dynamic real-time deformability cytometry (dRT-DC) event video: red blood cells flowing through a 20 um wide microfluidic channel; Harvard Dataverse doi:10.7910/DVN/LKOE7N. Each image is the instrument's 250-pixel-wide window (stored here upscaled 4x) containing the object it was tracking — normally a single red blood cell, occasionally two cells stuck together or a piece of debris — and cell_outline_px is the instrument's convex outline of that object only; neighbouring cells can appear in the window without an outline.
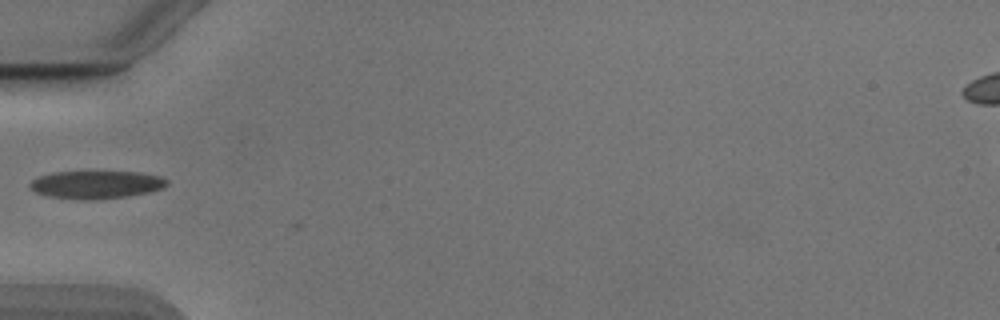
{"species": "Egyptian fruit bat (a non-hibernating species)", "species_latin": "Rousettus aegyptiacus", "temperature_condition": "cold", "stored_images_in_passage": 20, "camera_frame_rate_fps": 3000, "um_per_image_px": 0.085, "animal": {"sex": "male"}, "frame": {"image": 1, "passage_image": 2, "time_ms": 0.333, "image_size_px": [1000, 320], "cell_outline_px": [[168, 184], [164, 188], [152, 192], [128, 196], [96, 200], [80, 200], [48, 196], [36, 192], [28, 184], [32, 180], [40, 176], [52, 172], [140, 172], [160, 176], [168, 180]], "centroid_in_image_um": [8.22, 15.7], "position_along_channel_um": 76.8, "area_um2": 22.43}}
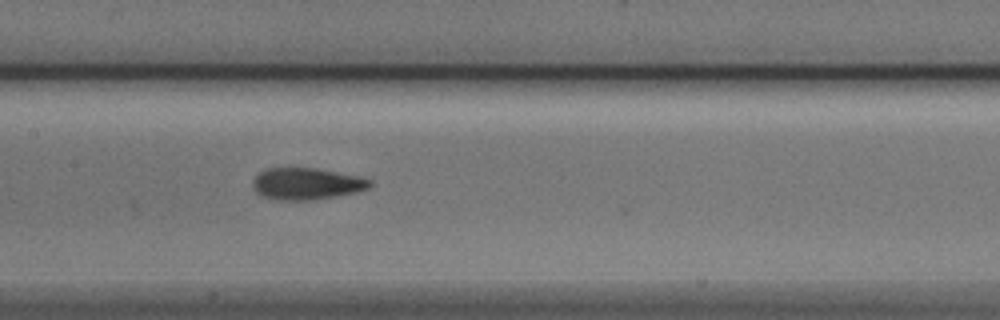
{"frame": {"image": 2, "passage_image": 10, "time_ms": 3.0, "image_size_px": [1000, 320], "cell_outline_px": [[372, 184], [368, 188], [356, 192], [316, 200], [272, 200], [260, 196], [252, 188], [252, 180], [260, 172], [268, 168], [316, 168], [356, 176], [372, 180]], "centroid_in_image_um": [26.0, 15.63], "position_along_channel_um": 181.4, "area_um2": 21.79}}
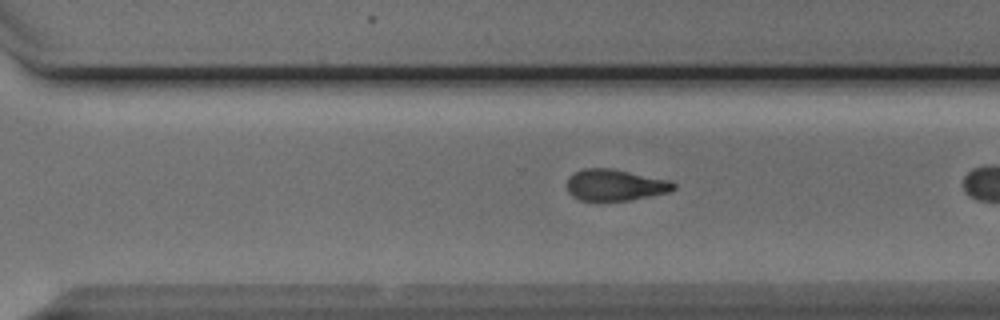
{"frame": {"image": 3, "passage_image": 18, "time_ms": 5.667, "image_size_px": [1000, 320], "cell_outline_px": [[676, 188], [668, 192], [628, 200], [580, 200], [572, 196], [568, 192], [568, 176], [584, 168], [612, 168], [672, 180], [676, 184]], "centroid_in_image_um": [52.31, 15.71], "position_along_channel_um": 318.3, "area_um2": 19.48}}